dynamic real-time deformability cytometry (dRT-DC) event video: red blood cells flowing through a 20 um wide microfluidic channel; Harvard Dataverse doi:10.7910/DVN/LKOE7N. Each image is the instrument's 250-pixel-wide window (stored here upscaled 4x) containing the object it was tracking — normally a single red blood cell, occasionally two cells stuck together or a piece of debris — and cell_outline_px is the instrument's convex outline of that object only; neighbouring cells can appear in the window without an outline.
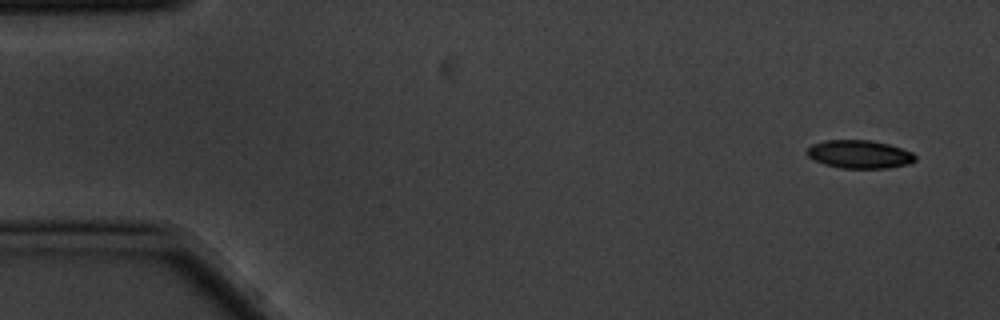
{"species": "common noctule bat (a hibernating species)", "species_latin": "Nyctalus noctula", "temperature_condition": "cold", "stored_images_in_passage": 4, "segment_of_instrument_passage": [2, 2], "camera_frame_rate_fps": 3000, "um_per_image_px": 0.085, "animal": {"sex": "male", "body_mass_g": 20.1, "forearm_length_mm": 53.5}, "frame": {"image": 1, "passage_image": 4, "time_ms": 1.0, "image_size_px": [1000, 320], "cell_outline_px": [[916, 160], [908, 164], [888, 168], [840, 168], [824, 164], [808, 156], [804, 152], [812, 144], [824, 140], [872, 140], [888, 144], [912, 152], [916, 156]], "centroid_in_image_um": [73.04, 13.11], "position_along_channel_um": 12.0, "area_um2": 17.8}}